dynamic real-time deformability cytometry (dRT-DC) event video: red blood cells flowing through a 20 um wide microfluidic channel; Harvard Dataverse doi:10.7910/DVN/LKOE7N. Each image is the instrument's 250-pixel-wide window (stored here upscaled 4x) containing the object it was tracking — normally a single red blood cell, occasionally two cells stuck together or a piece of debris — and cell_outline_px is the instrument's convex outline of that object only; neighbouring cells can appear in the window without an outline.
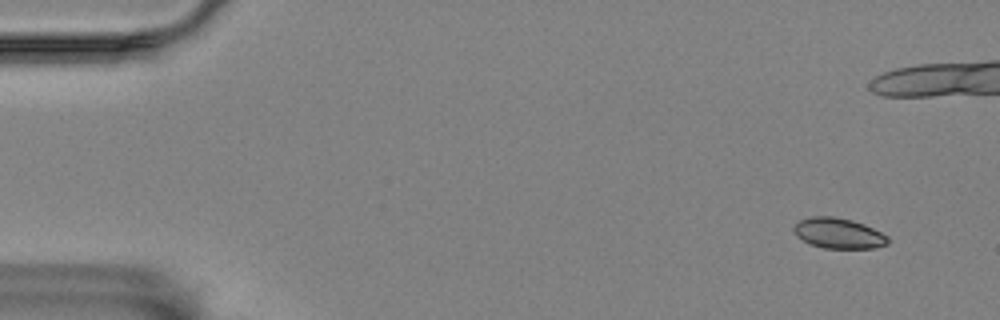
{"species": "Egyptian fruit bat (a non-hibernating species)", "species_latin": "Rousettus aegyptiacus", "temperature_condition": "room temperature", "stored_images_in_passage": 6, "camera_frame_rate_fps": 3000, "um_per_image_px": 0.085, "animal": {"sex": "female"}, "frame": {"image": 1, "passage_image": 2, "time_ms": 1.0, "image_size_px": [1000, 320], "cell_outline_px": [[888, 244], [876, 248], [824, 248], [812, 244], [796, 236], [792, 228], [800, 220], [812, 216], [836, 216], [852, 220], [864, 224], [888, 236]], "centroid_in_image_um": [71.28, 19.82], "position_along_channel_um": 13.7, "area_um2": 16.65}}